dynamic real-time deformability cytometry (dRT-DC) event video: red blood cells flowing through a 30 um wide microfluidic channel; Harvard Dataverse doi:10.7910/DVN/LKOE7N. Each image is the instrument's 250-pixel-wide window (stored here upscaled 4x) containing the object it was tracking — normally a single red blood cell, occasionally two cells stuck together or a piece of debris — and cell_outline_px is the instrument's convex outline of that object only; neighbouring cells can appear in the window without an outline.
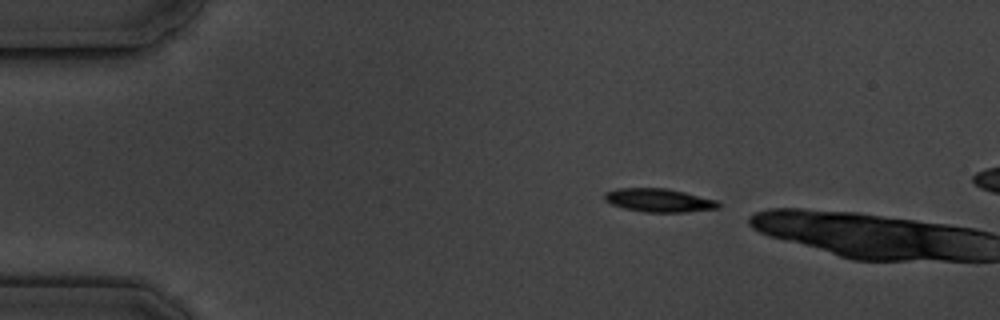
{"species": "common noctule bat (a hibernating species)", "species_latin": "Nyctalus noctula", "temperature_condition": "cold", "stored_images_in_passage": 2, "camera_frame_rate_fps": 3000, "um_per_image_px": 0.085, "animal": {"sex": "male", "body_mass_g": 19.5, "forearm_length_mm": 54.6}, "frame": {"image": 1, "passage_image": 1, "time_ms": 0.0, "image_size_px": [1000, 320], "cell_outline_px": [[720, 208], [688, 212], [644, 212], [624, 208], [612, 204], [604, 200], [604, 192], [616, 188], [668, 188], [716, 200], [720, 204]], "centroid_in_image_um": [55.99, 17.02], "position_along_channel_um": 29.0, "area_um2": 15.61}}